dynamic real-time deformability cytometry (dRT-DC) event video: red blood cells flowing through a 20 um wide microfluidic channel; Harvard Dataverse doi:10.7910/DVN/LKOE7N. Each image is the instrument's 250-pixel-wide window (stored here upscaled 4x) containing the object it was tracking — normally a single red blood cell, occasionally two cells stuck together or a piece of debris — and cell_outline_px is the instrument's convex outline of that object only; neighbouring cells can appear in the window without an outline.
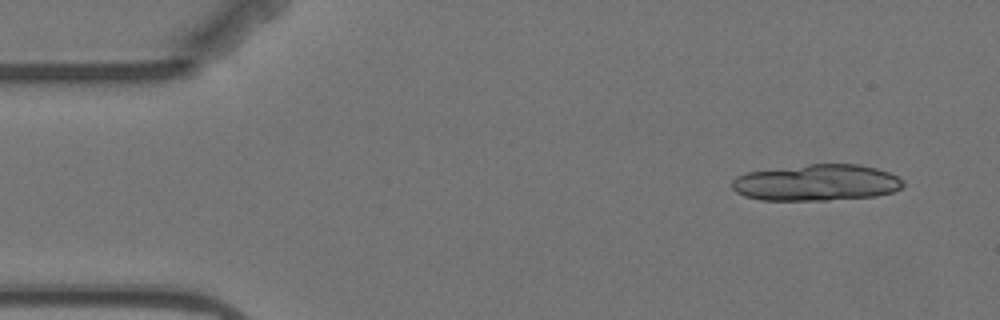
{"species": "Egyptian fruit bat (a non-hibernating species)", "species_latin": "Rousettus aegyptiacus", "temperature_condition": "warm", "stored_images_in_passage": 15, "segment_of_instrument_passage": [1, 2], "camera_frame_rate_fps": 3000, "um_per_image_px": 0.085, "animal": {"sex": "female"}, "frame": {"image": 1, "passage_image": 1, "time_ms": 0.0, "image_size_px": [1000, 320], "cell_outline_px": [[904, 184], [900, 188], [892, 192], [876, 196], [828, 200], [760, 200], [744, 196], [736, 192], [732, 188], [732, 180], [736, 176], [744, 172], [808, 164], [860, 164], [876, 168], [888, 172], [904, 180]], "centroid_in_image_um": [69.38, 15.52], "position_along_channel_um": 15.6, "area_um2": 36.53}}